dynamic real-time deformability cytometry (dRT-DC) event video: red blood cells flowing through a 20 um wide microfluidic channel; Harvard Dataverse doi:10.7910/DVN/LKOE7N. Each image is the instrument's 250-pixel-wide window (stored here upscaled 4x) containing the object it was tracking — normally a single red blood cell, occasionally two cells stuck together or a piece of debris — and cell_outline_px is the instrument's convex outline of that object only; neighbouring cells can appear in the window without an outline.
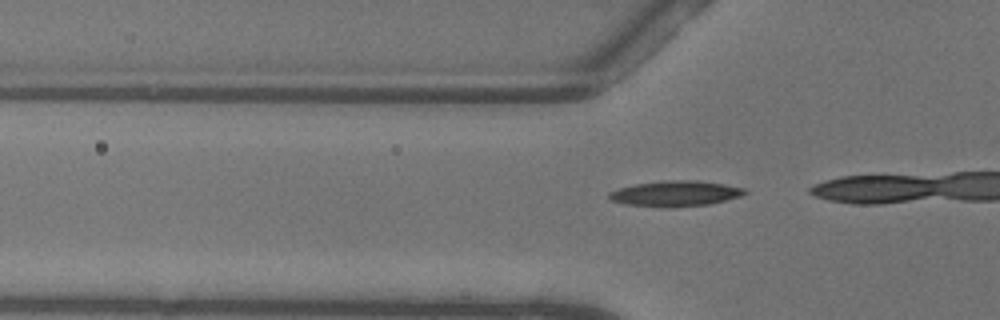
{"species": "common noctule bat (a hibernating species)", "species_latin": "Nyctalus noctula", "temperature_condition": "warm", "stored_images_in_passage": 17, "camera_frame_rate_fps": 3000, "um_per_image_px": 0.085, "animal": {"sex": "female"}, "frame": {"image": 1, "passage_image": 14, "time_ms": 4.333, "image_size_px": [1000, 320], "cell_outline_px": [[748, 192], [740, 196], [708, 204], [668, 208], [624, 204], [612, 200], [608, 196], [608, 192], [620, 188], [636, 184], [664, 180], [696, 180], [724, 184], [744, 188]], "centroid_in_image_um": [57.39, 16.45], "position_along_channel_um": 68.4, "area_um2": 20.11}}